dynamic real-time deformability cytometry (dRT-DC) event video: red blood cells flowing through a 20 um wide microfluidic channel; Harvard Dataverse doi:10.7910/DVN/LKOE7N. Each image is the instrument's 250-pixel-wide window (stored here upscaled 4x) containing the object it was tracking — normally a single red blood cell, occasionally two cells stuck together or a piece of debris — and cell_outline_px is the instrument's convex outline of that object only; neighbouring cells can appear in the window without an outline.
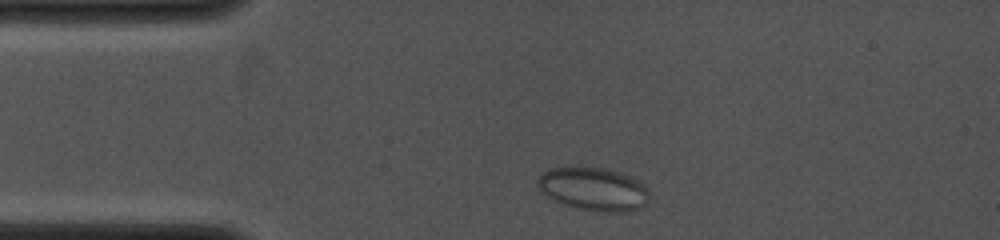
{"species": "common noctule bat (a hibernating species)", "species_latin": "Nyctalus noctula", "temperature_condition": "cold", "stored_images_in_passage": 14, "camera_frame_rate_fps": 4000, "um_per_image_px": 0.085, "animal": {"sex": "female", "body_mass_g": 19.0, "forearm_length_mm": 53.3}, "frame": {"image": 1, "passage_image": 4, "time_ms": 0.5, "image_size_px": [1000, 240], "cell_outline_px": [[648, 200], [640, 208], [624, 212], [600, 212], [576, 208], [564, 204], [540, 192], [536, 184], [536, 180], [548, 168], [604, 168], [620, 172], [644, 184], [648, 188]], "centroid_in_image_um": [50.44, 16.08], "position_along_channel_um": 34.6, "area_um2": 27.92}}
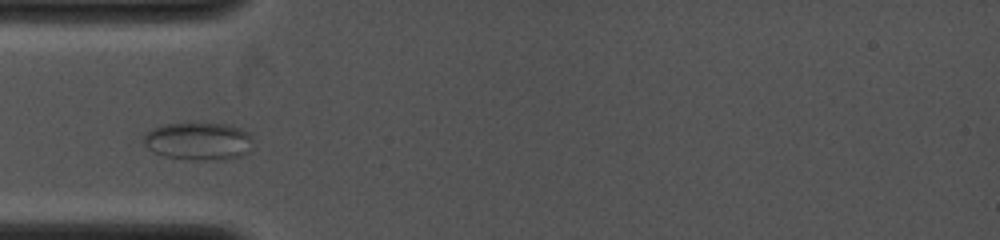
{"frame": {"image": 2, "passage_image": 13, "time_ms": 2.0, "image_size_px": [1000, 240], "cell_outline_px": [[252, 140], [248, 152], [240, 156], [204, 160], [192, 160], [164, 156], [148, 148], [144, 144], [144, 136], [152, 128], [160, 124], [228, 124], [240, 128], [248, 132], [252, 136]], "centroid_in_image_um": [16.86, 11.99], "position_along_channel_um": 68.1, "area_um2": 23.7}}